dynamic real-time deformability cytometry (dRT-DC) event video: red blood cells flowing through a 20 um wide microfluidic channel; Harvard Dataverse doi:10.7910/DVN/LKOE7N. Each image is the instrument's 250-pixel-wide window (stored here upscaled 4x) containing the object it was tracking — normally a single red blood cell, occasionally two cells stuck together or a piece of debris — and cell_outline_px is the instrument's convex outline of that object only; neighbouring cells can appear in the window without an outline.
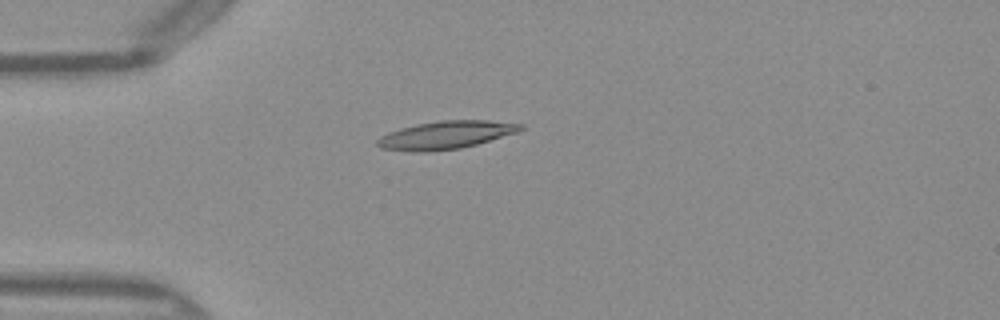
{"species": "Egyptian fruit bat (a non-hibernating species)", "species_latin": "Rousettus aegyptiacus", "temperature_condition": "warm", "stored_images_in_passage": 38, "camera_frame_rate_fps": 3000, "um_per_image_px": 0.085, "frame": {"image": 1, "passage_image": 1, "time_ms": 0.0, "image_size_px": [1000, 320], "cell_outline_px": [[524, 128], [516, 132], [476, 144], [460, 148], [428, 152], [412, 152], [380, 148], [376, 144], [376, 140], [380, 136], [388, 132], [400, 128], [416, 124], [440, 120], [488, 120], [524, 124]], "centroid_in_image_um": [37.84, 11.47], "position_along_channel_um": 47.2, "area_um2": 23.35}}
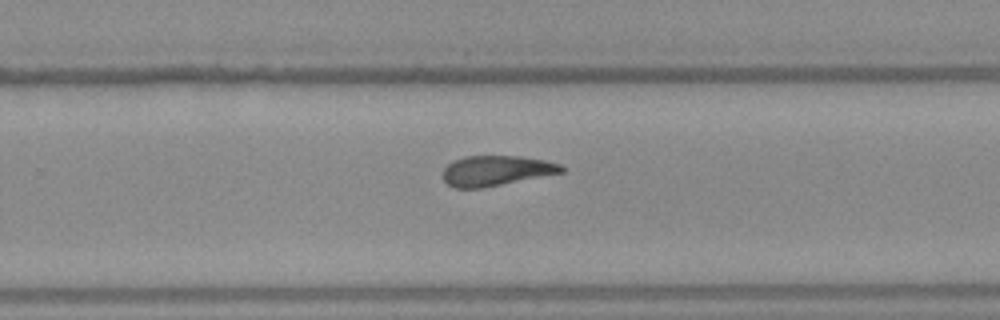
{"frame": {"image": 2, "passage_image": 20, "time_ms": 6.333, "image_size_px": [1000, 320], "cell_outline_px": [[564, 172], [484, 188], [452, 188], [444, 180], [444, 168], [448, 164], [464, 156], [520, 156], [544, 160], [560, 164], [564, 168]], "centroid_in_image_um": [42.18, 14.51], "position_along_channel_um": 287.6, "area_um2": 20.81}}
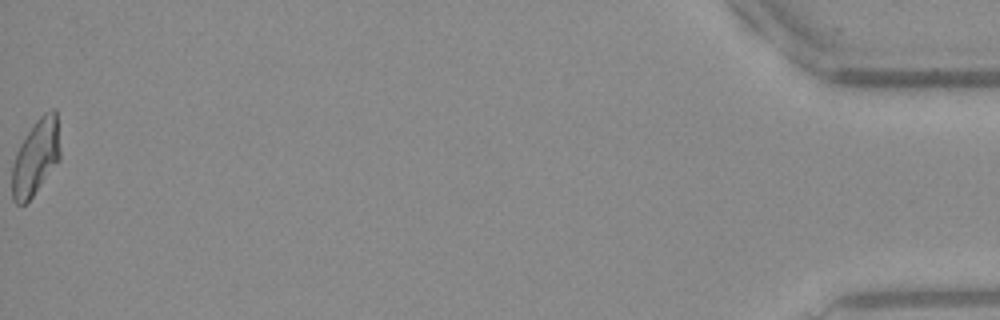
{"frame": {"image": 3, "passage_image": 38, "time_ms": 12.333, "image_size_px": [1000, 320], "cell_outline_px": [[60, 160], [32, 196], [24, 204], [16, 204], [12, 200], [12, 168], [16, 152], [20, 144], [36, 120], [44, 112], [52, 108], [56, 108], [60, 152]], "centroid_in_image_um": [3.04, 13.35], "position_along_channel_um": 432.2, "area_um2": 21.1}, "authors_computed_cell_mechanics": {"area_um2": 21.4727, "velocity_mm_per_s": 4.0548, "shape_relaxation_time_tau1_ms": null, "shape_relaxation_time_tau2_ms": 3.4077, "deformation_change_tau1": null, "deformation_change_tau2": 0.1308}}